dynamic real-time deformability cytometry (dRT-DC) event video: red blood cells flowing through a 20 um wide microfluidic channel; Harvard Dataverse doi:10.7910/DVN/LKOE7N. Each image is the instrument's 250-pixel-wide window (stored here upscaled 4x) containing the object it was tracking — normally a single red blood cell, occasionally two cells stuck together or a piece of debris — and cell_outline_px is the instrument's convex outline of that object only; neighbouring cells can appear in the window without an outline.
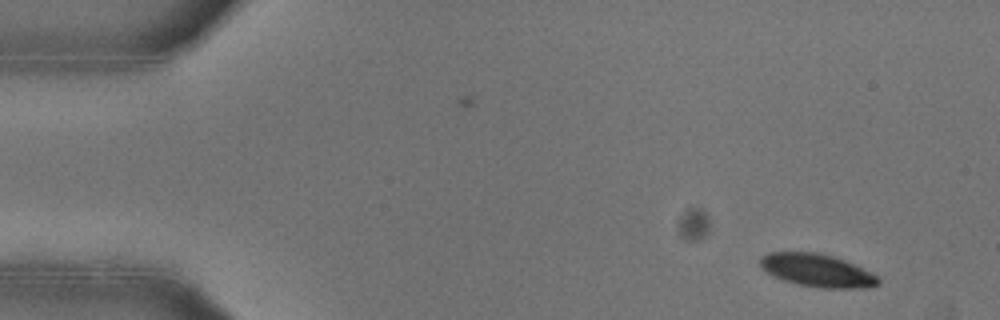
{"species": "common noctule bat (a hibernating species)", "species_latin": "Nyctalus noctula", "temperature_condition": "warm", "stored_images_in_passage": 40, "camera_frame_rate_fps": 3000, "um_per_image_px": 0.085, "animal": {"sex": "female"}, "frame": {"image": 1, "passage_image": 5, "time_ms": 1.333, "image_size_px": [1000, 320], "cell_outline_px": [[880, 284], [872, 288], [816, 288], [796, 284], [784, 280], [760, 268], [760, 256], [768, 252], [820, 252], [856, 264], [876, 276], [880, 280]], "centroid_in_image_um": [69.47, 22.99], "position_along_channel_um": 15.5, "area_um2": 22.83}}
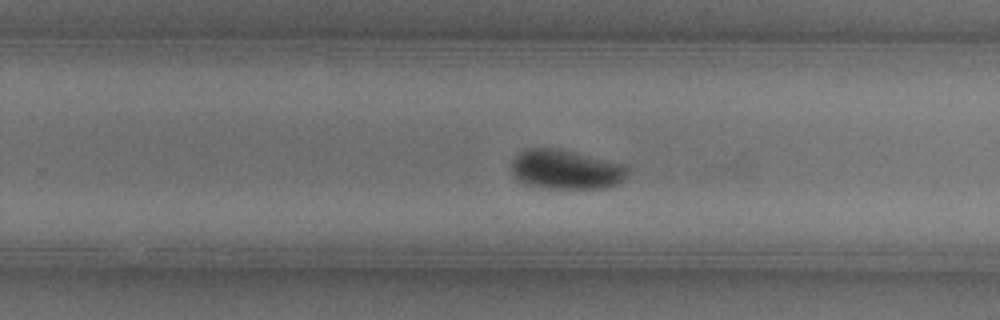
{"frame": {"image": 2, "passage_image": 34, "time_ms": 11.0, "image_size_px": [1000, 320], "cell_outline_px": [[628, 176], [620, 184], [608, 188], [540, 188], [524, 184], [516, 180], [512, 176], [512, 160], [520, 152], [528, 148], [560, 148], [628, 164]], "centroid_in_image_um": [48.15, 14.41], "position_along_channel_um": 281.7, "area_um2": 27.51}}